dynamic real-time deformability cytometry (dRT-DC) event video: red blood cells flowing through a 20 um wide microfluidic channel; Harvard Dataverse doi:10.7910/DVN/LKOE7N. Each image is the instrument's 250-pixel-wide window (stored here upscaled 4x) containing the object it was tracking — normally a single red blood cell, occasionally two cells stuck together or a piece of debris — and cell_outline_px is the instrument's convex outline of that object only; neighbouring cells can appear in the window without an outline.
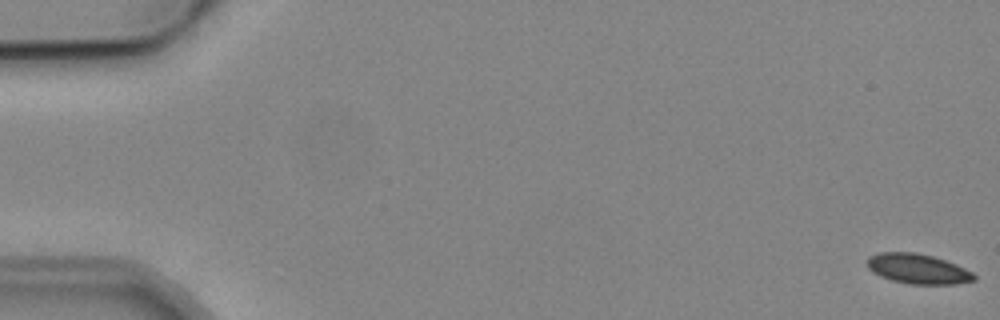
{"species": "common noctule bat (a hibernating species)", "species_latin": "Nyctalus noctula", "temperature_condition": "cold", "stored_images_in_passage": 8, "camera_frame_rate_fps": 3000, "um_per_image_px": 0.085, "animal": {"sex": "male", "body_mass_g": 19.2, "forearm_length_mm": 51.8}, "frame": {"image": 1, "passage_image": 1, "time_ms": 0.0, "image_size_px": [1000, 320], "cell_outline_px": [[976, 280], [956, 284], [908, 284], [892, 280], [880, 276], [872, 272], [868, 268], [868, 256], [880, 252], [916, 252], [932, 256], [956, 264], [972, 272], [976, 276]], "centroid_in_image_um": [78.01, 22.85], "position_along_channel_um": 7.0, "area_um2": 18.67}}
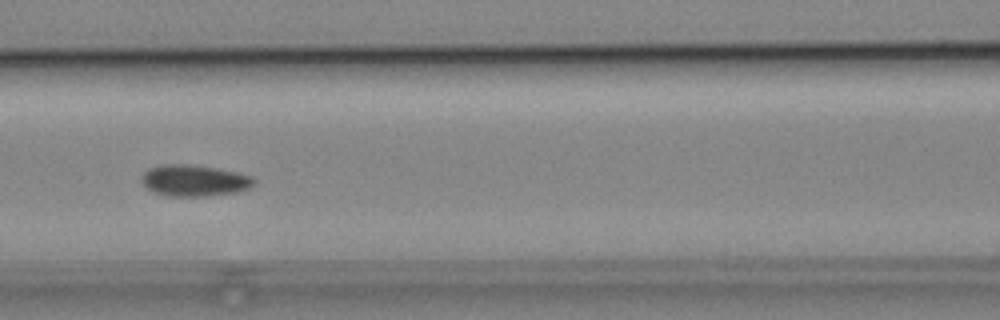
{"frame": {"image": 2, "passage_image": 7, "time_ms": 8.0, "image_size_px": [1000, 320], "cell_outline_px": [[256, 180], [248, 188], [236, 192], [208, 196], [172, 196], [156, 192], [148, 188], [140, 180], [144, 172], [148, 168], [160, 164], [184, 164], [216, 168], [236, 172], [252, 176]], "centroid_in_image_um": [16.5, 15.33], "position_along_channel_um": 150.1, "area_um2": 20.35}}
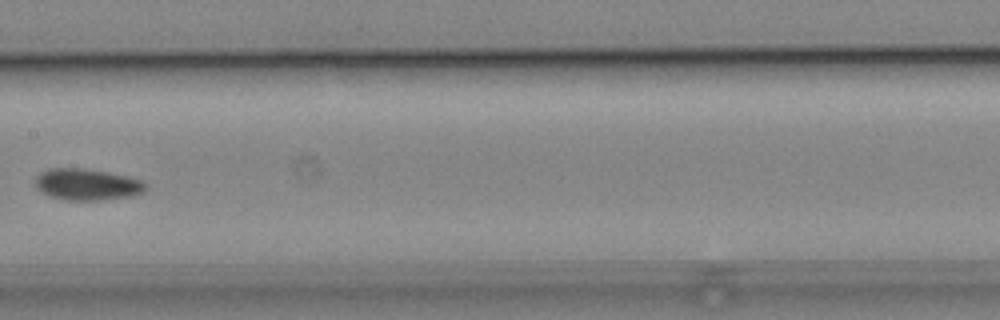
{"frame": {"image": 3, "passage_image": 8, "time_ms": 9.333, "image_size_px": [1000, 320], "cell_outline_px": [[148, 184], [140, 192], [132, 196], [100, 200], [68, 200], [52, 196], [44, 192], [36, 184], [36, 176], [40, 172], [48, 168], [84, 168], [108, 172], [140, 180]], "centroid_in_image_um": [7.39, 15.66], "position_along_channel_um": 200.0, "area_um2": 19.83}}